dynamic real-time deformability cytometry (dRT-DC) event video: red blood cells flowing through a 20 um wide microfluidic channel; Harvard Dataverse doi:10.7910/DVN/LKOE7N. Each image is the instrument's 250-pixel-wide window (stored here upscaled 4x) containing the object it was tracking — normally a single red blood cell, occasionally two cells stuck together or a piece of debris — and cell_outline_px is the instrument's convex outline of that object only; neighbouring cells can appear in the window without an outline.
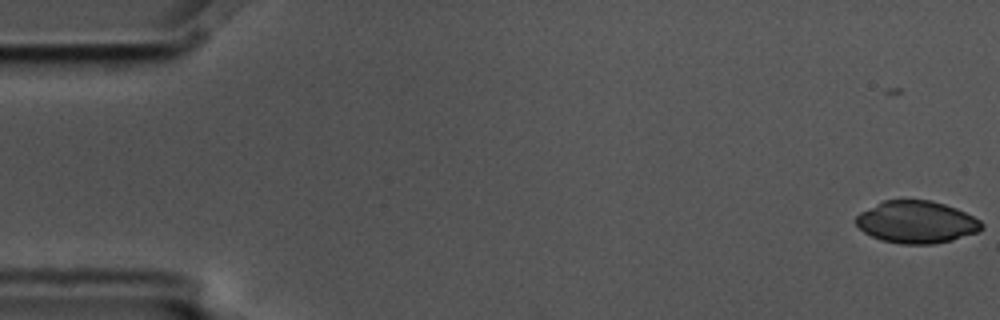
{"species": "common noctule bat (a hibernating species)", "species_latin": "Nyctalus noctula", "temperature_condition": "cold", "stored_images_in_passage": 5, "camera_frame_rate_fps": 3000, "um_per_image_px": 0.085, "animal": {"sex": "male", "body_mass_g": 17.5, "forearm_length_mm": 52.3}, "frame": {"image": 1, "passage_image": 1, "time_ms": 0.0, "image_size_px": [1000, 320], "cell_outline_px": [[984, 228], [980, 232], [952, 240], [932, 244], [900, 244], [880, 240], [864, 232], [856, 224], [856, 216], [860, 212], [884, 200], [932, 200], [956, 208], [980, 220], [984, 224]], "centroid_in_image_um": [77.93, 18.88], "position_along_channel_um": 7.1, "area_um2": 31.04}}